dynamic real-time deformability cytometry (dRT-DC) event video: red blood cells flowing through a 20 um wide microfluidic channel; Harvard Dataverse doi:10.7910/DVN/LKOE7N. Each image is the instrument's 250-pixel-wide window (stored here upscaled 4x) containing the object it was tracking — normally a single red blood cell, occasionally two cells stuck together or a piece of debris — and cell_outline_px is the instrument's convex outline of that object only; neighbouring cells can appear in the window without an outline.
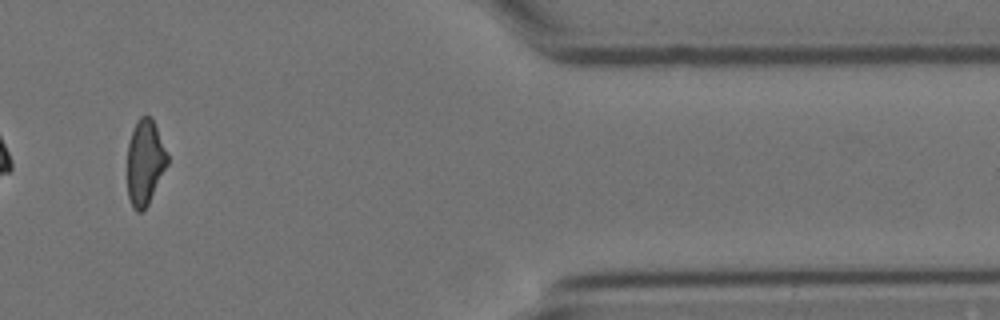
{"species": "Egyptian fruit bat (a non-hibernating species)", "species_latin": "Rousettus aegyptiacus", "temperature_condition": "cold", "stored_images_in_passage": 15, "camera_frame_rate_fps": 3000, "um_per_image_px": 0.085, "animal": {"sex": "female"}, "frame": {"image": 1, "passage_image": 13, "time_ms": 4.0, "image_size_px": [1000, 320], "cell_outline_px": [[168, 164], [144, 212], [136, 212], [132, 208], [128, 196], [128, 144], [132, 128], [136, 120], [140, 116], [152, 116], [168, 156]], "centroid_in_image_um": [12.31, 13.8], "position_along_channel_um": 399.1, "area_um2": 20.06}}